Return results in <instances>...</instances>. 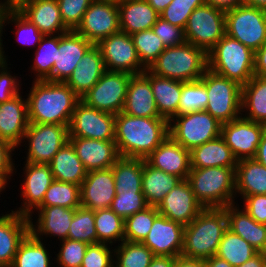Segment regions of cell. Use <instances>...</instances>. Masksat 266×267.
I'll list each match as a JSON object with an SVG mask.
<instances>
[{
	"label": "cell",
	"mask_w": 266,
	"mask_h": 267,
	"mask_svg": "<svg viewBox=\"0 0 266 267\" xmlns=\"http://www.w3.org/2000/svg\"><path fill=\"white\" fill-rule=\"evenodd\" d=\"M169 136V121L163 117L115 115V143L119 156L145 159Z\"/></svg>",
	"instance_id": "obj_1"
},
{
	"label": "cell",
	"mask_w": 266,
	"mask_h": 267,
	"mask_svg": "<svg viewBox=\"0 0 266 267\" xmlns=\"http://www.w3.org/2000/svg\"><path fill=\"white\" fill-rule=\"evenodd\" d=\"M27 99L30 123L69 125L81 100L64 82L33 80Z\"/></svg>",
	"instance_id": "obj_2"
},
{
	"label": "cell",
	"mask_w": 266,
	"mask_h": 267,
	"mask_svg": "<svg viewBox=\"0 0 266 267\" xmlns=\"http://www.w3.org/2000/svg\"><path fill=\"white\" fill-rule=\"evenodd\" d=\"M227 229L225 208H204L190 224L184 227L181 256L204 260L216 255Z\"/></svg>",
	"instance_id": "obj_3"
},
{
	"label": "cell",
	"mask_w": 266,
	"mask_h": 267,
	"mask_svg": "<svg viewBox=\"0 0 266 267\" xmlns=\"http://www.w3.org/2000/svg\"><path fill=\"white\" fill-rule=\"evenodd\" d=\"M236 167L191 168L187 181L204 208H224L236 203Z\"/></svg>",
	"instance_id": "obj_4"
},
{
	"label": "cell",
	"mask_w": 266,
	"mask_h": 267,
	"mask_svg": "<svg viewBox=\"0 0 266 267\" xmlns=\"http://www.w3.org/2000/svg\"><path fill=\"white\" fill-rule=\"evenodd\" d=\"M208 68L207 53L185 41L167 47L147 69L150 73L181 82L199 80Z\"/></svg>",
	"instance_id": "obj_5"
},
{
	"label": "cell",
	"mask_w": 266,
	"mask_h": 267,
	"mask_svg": "<svg viewBox=\"0 0 266 267\" xmlns=\"http://www.w3.org/2000/svg\"><path fill=\"white\" fill-rule=\"evenodd\" d=\"M208 69L244 86L254 76V52L225 34L207 53Z\"/></svg>",
	"instance_id": "obj_6"
},
{
	"label": "cell",
	"mask_w": 266,
	"mask_h": 267,
	"mask_svg": "<svg viewBox=\"0 0 266 267\" xmlns=\"http://www.w3.org/2000/svg\"><path fill=\"white\" fill-rule=\"evenodd\" d=\"M199 80L205 85L208 94V104L205 110L221 124L228 123L242 115L241 85L208 68Z\"/></svg>",
	"instance_id": "obj_7"
},
{
	"label": "cell",
	"mask_w": 266,
	"mask_h": 267,
	"mask_svg": "<svg viewBox=\"0 0 266 267\" xmlns=\"http://www.w3.org/2000/svg\"><path fill=\"white\" fill-rule=\"evenodd\" d=\"M221 123L206 110L176 115L169 121V136L191 151L221 135Z\"/></svg>",
	"instance_id": "obj_8"
},
{
	"label": "cell",
	"mask_w": 266,
	"mask_h": 267,
	"mask_svg": "<svg viewBox=\"0 0 266 267\" xmlns=\"http://www.w3.org/2000/svg\"><path fill=\"white\" fill-rule=\"evenodd\" d=\"M226 34L257 51L266 42V9L240 5L225 11Z\"/></svg>",
	"instance_id": "obj_9"
},
{
	"label": "cell",
	"mask_w": 266,
	"mask_h": 267,
	"mask_svg": "<svg viewBox=\"0 0 266 267\" xmlns=\"http://www.w3.org/2000/svg\"><path fill=\"white\" fill-rule=\"evenodd\" d=\"M225 34V11L208 4L195 8L184 28L185 40L206 53Z\"/></svg>",
	"instance_id": "obj_10"
},
{
	"label": "cell",
	"mask_w": 266,
	"mask_h": 267,
	"mask_svg": "<svg viewBox=\"0 0 266 267\" xmlns=\"http://www.w3.org/2000/svg\"><path fill=\"white\" fill-rule=\"evenodd\" d=\"M69 125L30 123L23 142H28L26 161L49 164L58 151L69 142Z\"/></svg>",
	"instance_id": "obj_11"
},
{
	"label": "cell",
	"mask_w": 266,
	"mask_h": 267,
	"mask_svg": "<svg viewBox=\"0 0 266 267\" xmlns=\"http://www.w3.org/2000/svg\"><path fill=\"white\" fill-rule=\"evenodd\" d=\"M131 76L126 72L106 70L81 101L99 111L117 115L123 110Z\"/></svg>",
	"instance_id": "obj_12"
},
{
	"label": "cell",
	"mask_w": 266,
	"mask_h": 267,
	"mask_svg": "<svg viewBox=\"0 0 266 267\" xmlns=\"http://www.w3.org/2000/svg\"><path fill=\"white\" fill-rule=\"evenodd\" d=\"M75 31L93 45L120 31L117 0H94Z\"/></svg>",
	"instance_id": "obj_13"
},
{
	"label": "cell",
	"mask_w": 266,
	"mask_h": 267,
	"mask_svg": "<svg viewBox=\"0 0 266 267\" xmlns=\"http://www.w3.org/2000/svg\"><path fill=\"white\" fill-rule=\"evenodd\" d=\"M99 47L107 71L141 74L146 68L141 64L131 35L118 31L102 39Z\"/></svg>",
	"instance_id": "obj_14"
},
{
	"label": "cell",
	"mask_w": 266,
	"mask_h": 267,
	"mask_svg": "<svg viewBox=\"0 0 266 267\" xmlns=\"http://www.w3.org/2000/svg\"><path fill=\"white\" fill-rule=\"evenodd\" d=\"M69 137L97 140L115 139V115L99 111L79 101L71 117Z\"/></svg>",
	"instance_id": "obj_15"
},
{
	"label": "cell",
	"mask_w": 266,
	"mask_h": 267,
	"mask_svg": "<svg viewBox=\"0 0 266 267\" xmlns=\"http://www.w3.org/2000/svg\"><path fill=\"white\" fill-rule=\"evenodd\" d=\"M266 125L244 117L221 125V136L237 161L254 158Z\"/></svg>",
	"instance_id": "obj_16"
},
{
	"label": "cell",
	"mask_w": 266,
	"mask_h": 267,
	"mask_svg": "<svg viewBox=\"0 0 266 267\" xmlns=\"http://www.w3.org/2000/svg\"><path fill=\"white\" fill-rule=\"evenodd\" d=\"M25 163V169L23 168L25 177L20 192L23 203L18 208L19 210L12 211L32 218L33 210L42 204L45 193L54 181V177L49 164Z\"/></svg>",
	"instance_id": "obj_17"
},
{
	"label": "cell",
	"mask_w": 266,
	"mask_h": 267,
	"mask_svg": "<svg viewBox=\"0 0 266 267\" xmlns=\"http://www.w3.org/2000/svg\"><path fill=\"white\" fill-rule=\"evenodd\" d=\"M184 225L172 221L165 216L158 215L150 229L149 234L142 243L154 255L181 256L183 250Z\"/></svg>",
	"instance_id": "obj_18"
},
{
	"label": "cell",
	"mask_w": 266,
	"mask_h": 267,
	"mask_svg": "<svg viewBox=\"0 0 266 267\" xmlns=\"http://www.w3.org/2000/svg\"><path fill=\"white\" fill-rule=\"evenodd\" d=\"M159 214L186 226L204 207L196 200L187 180H181L157 206Z\"/></svg>",
	"instance_id": "obj_19"
},
{
	"label": "cell",
	"mask_w": 266,
	"mask_h": 267,
	"mask_svg": "<svg viewBox=\"0 0 266 267\" xmlns=\"http://www.w3.org/2000/svg\"><path fill=\"white\" fill-rule=\"evenodd\" d=\"M92 45L75 30L58 34V51L52 68V82L65 83Z\"/></svg>",
	"instance_id": "obj_20"
},
{
	"label": "cell",
	"mask_w": 266,
	"mask_h": 267,
	"mask_svg": "<svg viewBox=\"0 0 266 267\" xmlns=\"http://www.w3.org/2000/svg\"><path fill=\"white\" fill-rule=\"evenodd\" d=\"M80 195L84 208L94 211L110 208L116 196L112 168L87 172L80 185Z\"/></svg>",
	"instance_id": "obj_21"
},
{
	"label": "cell",
	"mask_w": 266,
	"mask_h": 267,
	"mask_svg": "<svg viewBox=\"0 0 266 267\" xmlns=\"http://www.w3.org/2000/svg\"><path fill=\"white\" fill-rule=\"evenodd\" d=\"M29 124L27 99L24 100L21 93L0 103V141L16 149L21 145Z\"/></svg>",
	"instance_id": "obj_22"
},
{
	"label": "cell",
	"mask_w": 266,
	"mask_h": 267,
	"mask_svg": "<svg viewBox=\"0 0 266 267\" xmlns=\"http://www.w3.org/2000/svg\"><path fill=\"white\" fill-rule=\"evenodd\" d=\"M87 172L111 168L120 157L114 140L69 137Z\"/></svg>",
	"instance_id": "obj_23"
},
{
	"label": "cell",
	"mask_w": 266,
	"mask_h": 267,
	"mask_svg": "<svg viewBox=\"0 0 266 267\" xmlns=\"http://www.w3.org/2000/svg\"><path fill=\"white\" fill-rule=\"evenodd\" d=\"M145 161L152 167L186 180L190 172V151L168 136Z\"/></svg>",
	"instance_id": "obj_24"
},
{
	"label": "cell",
	"mask_w": 266,
	"mask_h": 267,
	"mask_svg": "<svg viewBox=\"0 0 266 267\" xmlns=\"http://www.w3.org/2000/svg\"><path fill=\"white\" fill-rule=\"evenodd\" d=\"M16 9L43 35H58L69 31L63 23L57 0H26Z\"/></svg>",
	"instance_id": "obj_25"
},
{
	"label": "cell",
	"mask_w": 266,
	"mask_h": 267,
	"mask_svg": "<svg viewBox=\"0 0 266 267\" xmlns=\"http://www.w3.org/2000/svg\"><path fill=\"white\" fill-rule=\"evenodd\" d=\"M36 225L29 218V232L37 239L43 240L41 236H54L58 240L68 239L69 227L72 223L75 209L60 206H39Z\"/></svg>",
	"instance_id": "obj_26"
},
{
	"label": "cell",
	"mask_w": 266,
	"mask_h": 267,
	"mask_svg": "<svg viewBox=\"0 0 266 267\" xmlns=\"http://www.w3.org/2000/svg\"><path fill=\"white\" fill-rule=\"evenodd\" d=\"M29 233V218L16 212L0 216V267H11L19 244Z\"/></svg>",
	"instance_id": "obj_27"
},
{
	"label": "cell",
	"mask_w": 266,
	"mask_h": 267,
	"mask_svg": "<svg viewBox=\"0 0 266 267\" xmlns=\"http://www.w3.org/2000/svg\"><path fill=\"white\" fill-rule=\"evenodd\" d=\"M105 71L101 51L97 45H92L65 83L81 99L100 80Z\"/></svg>",
	"instance_id": "obj_28"
},
{
	"label": "cell",
	"mask_w": 266,
	"mask_h": 267,
	"mask_svg": "<svg viewBox=\"0 0 266 267\" xmlns=\"http://www.w3.org/2000/svg\"><path fill=\"white\" fill-rule=\"evenodd\" d=\"M122 112L135 117H161L150 80L143 73L131 76Z\"/></svg>",
	"instance_id": "obj_29"
},
{
	"label": "cell",
	"mask_w": 266,
	"mask_h": 267,
	"mask_svg": "<svg viewBox=\"0 0 266 267\" xmlns=\"http://www.w3.org/2000/svg\"><path fill=\"white\" fill-rule=\"evenodd\" d=\"M120 30L133 33L150 30L160 17L146 0H117Z\"/></svg>",
	"instance_id": "obj_30"
},
{
	"label": "cell",
	"mask_w": 266,
	"mask_h": 267,
	"mask_svg": "<svg viewBox=\"0 0 266 267\" xmlns=\"http://www.w3.org/2000/svg\"><path fill=\"white\" fill-rule=\"evenodd\" d=\"M224 208L228 219V229L246 240L258 252L266 253V224L258 223L244 208L240 209L237 203Z\"/></svg>",
	"instance_id": "obj_31"
},
{
	"label": "cell",
	"mask_w": 266,
	"mask_h": 267,
	"mask_svg": "<svg viewBox=\"0 0 266 267\" xmlns=\"http://www.w3.org/2000/svg\"><path fill=\"white\" fill-rule=\"evenodd\" d=\"M143 74L150 80L159 115L170 121L178 115L181 81L154 75L147 69Z\"/></svg>",
	"instance_id": "obj_32"
},
{
	"label": "cell",
	"mask_w": 266,
	"mask_h": 267,
	"mask_svg": "<svg viewBox=\"0 0 266 267\" xmlns=\"http://www.w3.org/2000/svg\"><path fill=\"white\" fill-rule=\"evenodd\" d=\"M236 166L237 160L221 135L190 151L191 168Z\"/></svg>",
	"instance_id": "obj_33"
},
{
	"label": "cell",
	"mask_w": 266,
	"mask_h": 267,
	"mask_svg": "<svg viewBox=\"0 0 266 267\" xmlns=\"http://www.w3.org/2000/svg\"><path fill=\"white\" fill-rule=\"evenodd\" d=\"M236 195H266V167L255 158L237 161L235 170Z\"/></svg>",
	"instance_id": "obj_34"
},
{
	"label": "cell",
	"mask_w": 266,
	"mask_h": 267,
	"mask_svg": "<svg viewBox=\"0 0 266 267\" xmlns=\"http://www.w3.org/2000/svg\"><path fill=\"white\" fill-rule=\"evenodd\" d=\"M54 180L81 185L87 171L74 147L67 142L49 163Z\"/></svg>",
	"instance_id": "obj_35"
},
{
	"label": "cell",
	"mask_w": 266,
	"mask_h": 267,
	"mask_svg": "<svg viewBox=\"0 0 266 267\" xmlns=\"http://www.w3.org/2000/svg\"><path fill=\"white\" fill-rule=\"evenodd\" d=\"M241 110L245 119L266 125V76L254 75L242 86Z\"/></svg>",
	"instance_id": "obj_36"
},
{
	"label": "cell",
	"mask_w": 266,
	"mask_h": 267,
	"mask_svg": "<svg viewBox=\"0 0 266 267\" xmlns=\"http://www.w3.org/2000/svg\"><path fill=\"white\" fill-rule=\"evenodd\" d=\"M181 179L150 166L143 159L142 192L149 206H158L160 202Z\"/></svg>",
	"instance_id": "obj_37"
},
{
	"label": "cell",
	"mask_w": 266,
	"mask_h": 267,
	"mask_svg": "<svg viewBox=\"0 0 266 267\" xmlns=\"http://www.w3.org/2000/svg\"><path fill=\"white\" fill-rule=\"evenodd\" d=\"M111 168L116 194L142 192L143 159L120 156Z\"/></svg>",
	"instance_id": "obj_38"
},
{
	"label": "cell",
	"mask_w": 266,
	"mask_h": 267,
	"mask_svg": "<svg viewBox=\"0 0 266 267\" xmlns=\"http://www.w3.org/2000/svg\"><path fill=\"white\" fill-rule=\"evenodd\" d=\"M44 242L30 232L19 244L11 267H51L50 253Z\"/></svg>",
	"instance_id": "obj_39"
},
{
	"label": "cell",
	"mask_w": 266,
	"mask_h": 267,
	"mask_svg": "<svg viewBox=\"0 0 266 267\" xmlns=\"http://www.w3.org/2000/svg\"><path fill=\"white\" fill-rule=\"evenodd\" d=\"M257 253L258 251L246 240L227 229L219 243L216 256L236 267L244 264Z\"/></svg>",
	"instance_id": "obj_40"
},
{
	"label": "cell",
	"mask_w": 266,
	"mask_h": 267,
	"mask_svg": "<svg viewBox=\"0 0 266 267\" xmlns=\"http://www.w3.org/2000/svg\"><path fill=\"white\" fill-rule=\"evenodd\" d=\"M33 57L31 70L36 73L35 79L52 82V68L58 51V35H44L38 44Z\"/></svg>",
	"instance_id": "obj_41"
},
{
	"label": "cell",
	"mask_w": 266,
	"mask_h": 267,
	"mask_svg": "<svg viewBox=\"0 0 266 267\" xmlns=\"http://www.w3.org/2000/svg\"><path fill=\"white\" fill-rule=\"evenodd\" d=\"M97 243L124 241V220L110 208L94 211Z\"/></svg>",
	"instance_id": "obj_42"
},
{
	"label": "cell",
	"mask_w": 266,
	"mask_h": 267,
	"mask_svg": "<svg viewBox=\"0 0 266 267\" xmlns=\"http://www.w3.org/2000/svg\"><path fill=\"white\" fill-rule=\"evenodd\" d=\"M154 256L142 242L124 240L114 248V267H149Z\"/></svg>",
	"instance_id": "obj_43"
},
{
	"label": "cell",
	"mask_w": 266,
	"mask_h": 267,
	"mask_svg": "<svg viewBox=\"0 0 266 267\" xmlns=\"http://www.w3.org/2000/svg\"><path fill=\"white\" fill-rule=\"evenodd\" d=\"M40 206H60L76 209L81 206L80 185L54 180Z\"/></svg>",
	"instance_id": "obj_44"
},
{
	"label": "cell",
	"mask_w": 266,
	"mask_h": 267,
	"mask_svg": "<svg viewBox=\"0 0 266 267\" xmlns=\"http://www.w3.org/2000/svg\"><path fill=\"white\" fill-rule=\"evenodd\" d=\"M158 215L159 211L156 206H148L126 218L124 220V240L127 242H142L149 234Z\"/></svg>",
	"instance_id": "obj_45"
},
{
	"label": "cell",
	"mask_w": 266,
	"mask_h": 267,
	"mask_svg": "<svg viewBox=\"0 0 266 267\" xmlns=\"http://www.w3.org/2000/svg\"><path fill=\"white\" fill-rule=\"evenodd\" d=\"M68 239L84 243H97V233L94 222V210L80 206L75 209L72 223L69 227Z\"/></svg>",
	"instance_id": "obj_46"
},
{
	"label": "cell",
	"mask_w": 266,
	"mask_h": 267,
	"mask_svg": "<svg viewBox=\"0 0 266 267\" xmlns=\"http://www.w3.org/2000/svg\"><path fill=\"white\" fill-rule=\"evenodd\" d=\"M141 64L148 69L166 49L152 29L139 31L131 35Z\"/></svg>",
	"instance_id": "obj_47"
},
{
	"label": "cell",
	"mask_w": 266,
	"mask_h": 267,
	"mask_svg": "<svg viewBox=\"0 0 266 267\" xmlns=\"http://www.w3.org/2000/svg\"><path fill=\"white\" fill-rule=\"evenodd\" d=\"M208 104V94L205 85L200 81L181 82V97L179 99L178 115L195 111H204Z\"/></svg>",
	"instance_id": "obj_48"
},
{
	"label": "cell",
	"mask_w": 266,
	"mask_h": 267,
	"mask_svg": "<svg viewBox=\"0 0 266 267\" xmlns=\"http://www.w3.org/2000/svg\"><path fill=\"white\" fill-rule=\"evenodd\" d=\"M13 22L15 25L16 32L13 31V34H16L17 42L27 46L36 45L40 43L41 38L44 36L38 28L32 24L28 19H26L16 8H11L7 14L5 23Z\"/></svg>",
	"instance_id": "obj_49"
},
{
	"label": "cell",
	"mask_w": 266,
	"mask_h": 267,
	"mask_svg": "<svg viewBox=\"0 0 266 267\" xmlns=\"http://www.w3.org/2000/svg\"><path fill=\"white\" fill-rule=\"evenodd\" d=\"M205 4L206 0H172L159 15L172 25L184 29L193 10Z\"/></svg>",
	"instance_id": "obj_50"
},
{
	"label": "cell",
	"mask_w": 266,
	"mask_h": 267,
	"mask_svg": "<svg viewBox=\"0 0 266 267\" xmlns=\"http://www.w3.org/2000/svg\"><path fill=\"white\" fill-rule=\"evenodd\" d=\"M148 206L143 192H123L116 194L110 209L125 220Z\"/></svg>",
	"instance_id": "obj_51"
},
{
	"label": "cell",
	"mask_w": 266,
	"mask_h": 267,
	"mask_svg": "<svg viewBox=\"0 0 266 267\" xmlns=\"http://www.w3.org/2000/svg\"><path fill=\"white\" fill-rule=\"evenodd\" d=\"M59 245L61 248L56 254V262L60 267H81L87 243L75 240H62Z\"/></svg>",
	"instance_id": "obj_52"
},
{
	"label": "cell",
	"mask_w": 266,
	"mask_h": 267,
	"mask_svg": "<svg viewBox=\"0 0 266 267\" xmlns=\"http://www.w3.org/2000/svg\"><path fill=\"white\" fill-rule=\"evenodd\" d=\"M94 0H57L61 17L68 30H76Z\"/></svg>",
	"instance_id": "obj_53"
},
{
	"label": "cell",
	"mask_w": 266,
	"mask_h": 267,
	"mask_svg": "<svg viewBox=\"0 0 266 267\" xmlns=\"http://www.w3.org/2000/svg\"><path fill=\"white\" fill-rule=\"evenodd\" d=\"M108 245L100 242L89 244L81 267H114V250Z\"/></svg>",
	"instance_id": "obj_54"
},
{
	"label": "cell",
	"mask_w": 266,
	"mask_h": 267,
	"mask_svg": "<svg viewBox=\"0 0 266 267\" xmlns=\"http://www.w3.org/2000/svg\"><path fill=\"white\" fill-rule=\"evenodd\" d=\"M151 29L160 38L166 48L182 44L186 41L184 29L172 25L161 17L157 19Z\"/></svg>",
	"instance_id": "obj_55"
},
{
	"label": "cell",
	"mask_w": 266,
	"mask_h": 267,
	"mask_svg": "<svg viewBox=\"0 0 266 267\" xmlns=\"http://www.w3.org/2000/svg\"><path fill=\"white\" fill-rule=\"evenodd\" d=\"M7 61H0V103L9 101L17 96L21 88L17 76H11ZM17 77V78H16Z\"/></svg>",
	"instance_id": "obj_56"
},
{
	"label": "cell",
	"mask_w": 266,
	"mask_h": 267,
	"mask_svg": "<svg viewBox=\"0 0 266 267\" xmlns=\"http://www.w3.org/2000/svg\"><path fill=\"white\" fill-rule=\"evenodd\" d=\"M245 211L258 223L266 224V195H249L243 198Z\"/></svg>",
	"instance_id": "obj_57"
},
{
	"label": "cell",
	"mask_w": 266,
	"mask_h": 267,
	"mask_svg": "<svg viewBox=\"0 0 266 267\" xmlns=\"http://www.w3.org/2000/svg\"><path fill=\"white\" fill-rule=\"evenodd\" d=\"M15 150L10 144L0 141V174L8 181L14 173L15 163H13L12 152Z\"/></svg>",
	"instance_id": "obj_58"
},
{
	"label": "cell",
	"mask_w": 266,
	"mask_h": 267,
	"mask_svg": "<svg viewBox=\"0 0 266 267\" xmlns=\"http://www.w3.org/2000/svg\"><path fill=\"white\" fill-rule=\"evenodd\" d=\"M254 75L266 76V42L254 52Z\"/></svg>",
	"instance_id": "obj_59"
},
{
	"label": "cell",
	"mask_w": 266,
	"mask_h": 267,
	"mask_svg": "<svg viewBox=\"0 0 266 267\" xmlns=\"http://www.w3.org/2000/svg\"><path fill=\"white\" fill-rule=\"evenodd\" d=\"M11 8L7 5H5L2 0L0 1V61H7L6 59V55L5 54V51L3 50L4 47L2 46L3 45V40L1 38V36H3V29L4 26H6L5 24V20H6V17H7V14L9 12ZM5 24V25H4Z\"/></svg>",
	"instance_id": "obj_60"
},
{
	"label": "cell",
	"mask_w": 266,
	"mask_h": 267,
	"mask_svg": "<svg viewBox=\"0 0 266 267\" xmlns=\"http://www.w3.org/2000/svg\"><path fill=\"white\" fill-rule=\"evenodd\" d=\"M206 4L224 11L243 5L244 0H206Z\"/></svg>",
	"instance_id": "obj_61"
},
{
	"label": "cell",
	"mask_w": 266,
	"mask_h": 267,
	"mask_svg": "<svg viewBox=\"0 0 266 267\" xmlns=\"http://www.w3.org/2000/svg\"><path fill=\"white\" fill-rule=\"evenodd\" d=\"M173 267H205L204 260L178 256Z\"/></svg>",
	"instance_id": "obj_62"
},
{
	"label": "cell",
	"mask_w": 266,
	"mask_h": 267,
	"mask_svg": "<svg viewBox=\"0 0 266 267\" xmlns=\"http://www.w3.org/2000/svg\"><path fill=\"white\" fill-rule=\"evenodd\" d=\"M176 257L155 255L149 267H173Z\"/></svg>",
	"instance_id": "obj_63"
},
{
	"label": "cell",
	"mask_w": 266,
	"mask_h": 267,
	"mask_svg": "<svg viewBox=\"0 0 266 267\" xmlns=\"http://www.w3.org/2000/svg\"><path fill=\"white\" fill-rule=\"evenodd\" d=\"M254 158L266 167V130L262 135L261 141L258 145L256 156Z\"/></svg>",
	"instance_id": "obj_64"
},
{
	"label": "cell",
	"mask_w": 266,
	"mask_h": 267,
	"mask_svg": "<svg viewBox=\"0 0 266 267\" xmlns=\"http://www.w3.org/2000/svg\"><path fill=\"white\" fill-rule=\"evenodd\" d=\"M205 267H234L225 259L220 258L219 256H212L210 258L204 259Z\"/></svg>",
	"instance_id": "obj_65"
},
{
	"label": "cell",
	"mask_w": 266,
	"mask_h": 267,
	"mask_svg": "<svg viewBox=\"0 0 266 267\" xmlns=\"http://www.w3.org/2000/svg\"><path fill=\"white\" fill-rule=\"evenodd\" d=\"M264 265V252H258L251 259L246 261L244 264L236 267H263Z\"/></svg>",
	"instance_id": "obj_66"
},
{
	"label": "cell",
	"mask_w": 266,
	"mask_h": 267,
	"mask_svg": "<svg viewBox=\"0 0 266 267\" xmlns=\"http://www.w3.org/2000/svg\"><path fill=\"white\" fill-rule=\"evenodd\" d=\"M159 14L172 2V0H146Z\"/></svg>",
	"instance_id": "obj_67"
},
{
	"label": "cell",
	"mask_w": 266,
	"mask_h": 267,
	"mask_svg": "<svg viewBox=\"0 0 266 267\" xmlns=\"http://www.w3.org/2000/svg\"><path fill=\"white\" fill-rule=\"evenodd\" d=\"M244 5L266 9V0H244Z\"/></svg>",
	"instance_id": "obj_68"
},
{
	"label": "cell",
	"mask_w": 266,
	"mask_h": 267,
	"mask_svg": "<svg viewBox=\"0 0 266 267\" xmlns=\"http://www.w3.org/2000/svg\"><path fill=\"white\" fill-rule=\"evenodd\" d=\"M4 4L9 6L10 8H17L23 1L26 0H3Z\"/></svg>",
	"instance_id": "obj_69"
},
{
	"label": "cell",
	"mask_w": 266,
	"mask_h": 267,
	"mask_svg": "<svg viewBox=\"0 0 266 267\" xmlns=\"http://www.w3.org/2000/svg\"><path fill=\"white\" fill-rule=\"evenodd\" d=\"M6 184L8 185V180L2 174H0V194H2L1 192L6 189Z\"/></svg>",
	"instance_id": "obj_70"
},
{
	"label": "cell",
	"mask_w": 266,
	"mask_h": 267,
	"mask_svg": "<svg viewBox=\"0 0 266 267\" xmlns=\"http://www.w3.org/2000/svg\"><path fill=\"white\" fill-rule=\"evenodd\" d=\"M263 267H266V253H264V265Z\"/></svg>",
	"instance_id": "obj_71"
}]
</instances>
